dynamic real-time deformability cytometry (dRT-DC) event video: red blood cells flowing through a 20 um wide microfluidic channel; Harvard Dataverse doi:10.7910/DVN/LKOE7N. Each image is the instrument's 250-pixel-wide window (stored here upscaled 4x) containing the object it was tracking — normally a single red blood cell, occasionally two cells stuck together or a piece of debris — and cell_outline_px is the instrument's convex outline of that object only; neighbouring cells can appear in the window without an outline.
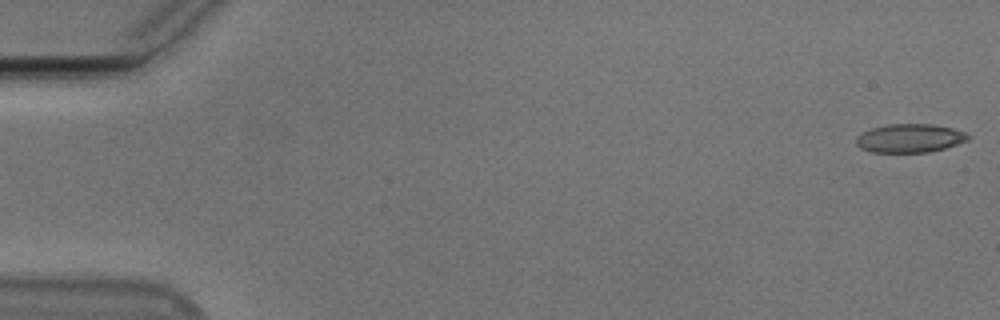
{"species": "Egyptian fruit bat (a non-hibernating species)", "species_latin": "Rousettus aegyptiacus", "temperature_condition": "cold", "stored_images_in_passage": 51, "camera_frame_rate_fps": 3000, "um_per_image_px": 0.085, "animal": {"sex": "male"}, "frame": {"image": 1, "passage_image": 1, "time_ms": 0.0, "image_size_px": [1000, 320], "cell_outline_px": [[972, 136], [968, 140], [944, 148], [928, 152], [872, 152], [860, 148], [856, 144], [856, 136], [872, 128], [888, 124], [932, 124], [952, 128], [964, 132]], "centroid_in_image_um": [77.33, 11.74], "position_along_channel_um": 7.7, "area_um2": 18.55}}
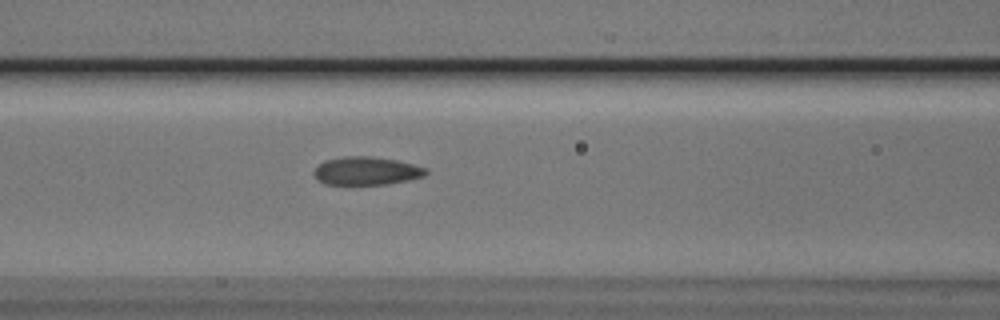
{"frame": {"image": 2, "passage_image": 23, "time_ms": 7.333, "image_size_px": [1000, 320], "cell_outline_px": [[428, 172], [424, 176], [408, 180], [388, 184], [324, 184], [312, 172], [324, 160], [344, 156], [368, 156], [396, 160], [428, 168]], "centroid_in_image_um": [31.16, 14.52], "position_along_channel_um": 135.4, "area_um2": 18.26}}
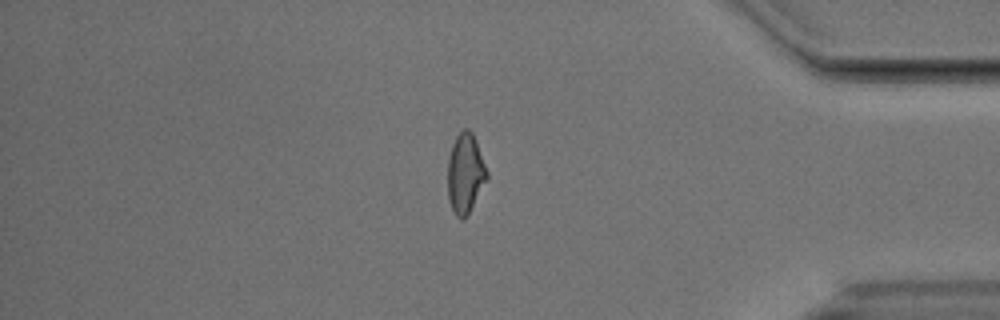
{"frame": {"image": 3, "passage_image": 46, "time_ms": 15.0, "image_size_px": [1000, 320], "cell_outline_px": [[488, 176], [468, 216], [464, 220], [460, 220], [456, 216], [452, 208], [448, 196], [448, 160], [452, 144], [456, 136], [464, 128], [468, 128], [472, 132], [476, 140], [488, 172]], "centroid_in_image_um": [39.55, 14.75], "position_along_channel_um": 395.7, "area_um2": 18.26}, "authors_computed_cell_mechanics": {"area_um2": 18.4382, "velocity_mm_per_s": 3.7775, "shape_relaxation_time_tau1_ms": 3.6191, "shape_relaxation_time_tau2_ms": 1.4993, "deformation_change_tau1": 0.1387, "deformation_change_tau2": 0.0861}}